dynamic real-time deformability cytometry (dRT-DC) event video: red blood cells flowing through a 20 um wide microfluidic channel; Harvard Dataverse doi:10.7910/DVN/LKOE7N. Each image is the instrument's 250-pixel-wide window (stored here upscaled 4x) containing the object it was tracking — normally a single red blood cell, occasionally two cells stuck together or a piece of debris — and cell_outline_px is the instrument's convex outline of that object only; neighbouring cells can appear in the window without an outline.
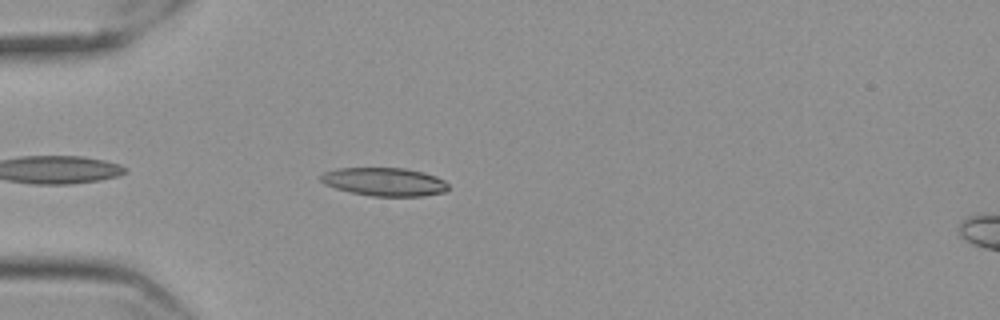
{"species": "Egyptian fruit bat (a non-hibernating species)", "species_latin": "Rousettus aegyptiacus", "temperature_condition": "cold", "stored_images_in_passage": 31, "camera_frame_rate_fps": 3000, "um_per_image_px": 0.085, "frame": {"image": 1, "passage_image": 5, "time_ms": 1.333, "image_size_px": [1000, 320], "cell_outline_px": [[448, 188], [444, 192], [424, 196], [372, 196], [352, 192], [336, 188], [324, 184], [320, 180], [320, 176], [324, 172], [336, 168], [404, 168], [424, 172], [436, 176], [444, 180], [448, 184]], "centroid_in_image_um": [32.68, 15.45], "position_along_channel_um": 52.3, "area_um2": 21.04}}
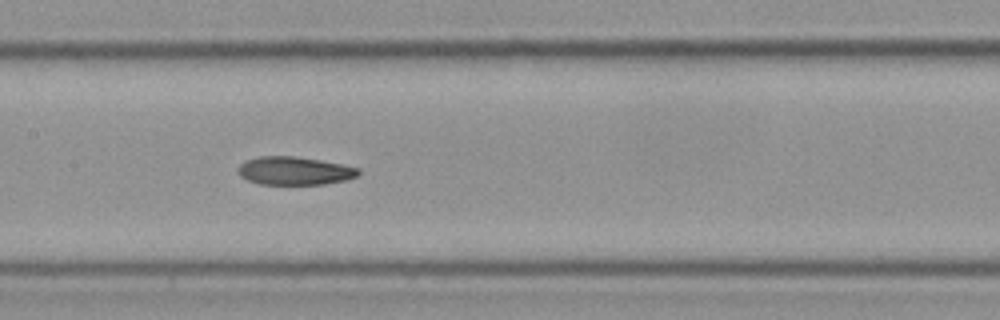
{"frame": {"image": 2, "passage_image": 17, "time_ms": 5.333, "image_size_px": [1000, 320], "cell_outline_px": [[360, 172], [356, 176], [348, 180], [324, 184], [260, 184], [248, 180], [240, 176], [236, 168], [244, 160], [260, 156], [296, 156], [320, 160], [360, 168]], "centroid_in_image_um": [25.01, 14.51], "position_along_channel_um": 182.4, "area_um2": 19.88}}
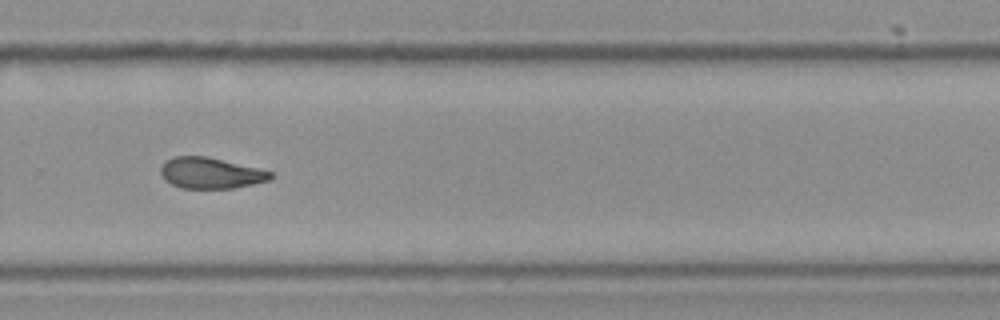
{"frame": {"image": 3, "passage_image": 28, "time_ms": 9.0, "image_size_px": [1000, 320], "cell_outline_px": [[272, 176], [268, 180], [252, 184], [232, 188], [180, 188], [164, 180], [160, 172], [160, 168], [168, 160], [176, 156], [204, 156], [256, 168], [272, 172]], "centroid_in_image_um": [17.86, 14.72], "position_along_channel_um": 311.9, "area_um2": 19.36}}